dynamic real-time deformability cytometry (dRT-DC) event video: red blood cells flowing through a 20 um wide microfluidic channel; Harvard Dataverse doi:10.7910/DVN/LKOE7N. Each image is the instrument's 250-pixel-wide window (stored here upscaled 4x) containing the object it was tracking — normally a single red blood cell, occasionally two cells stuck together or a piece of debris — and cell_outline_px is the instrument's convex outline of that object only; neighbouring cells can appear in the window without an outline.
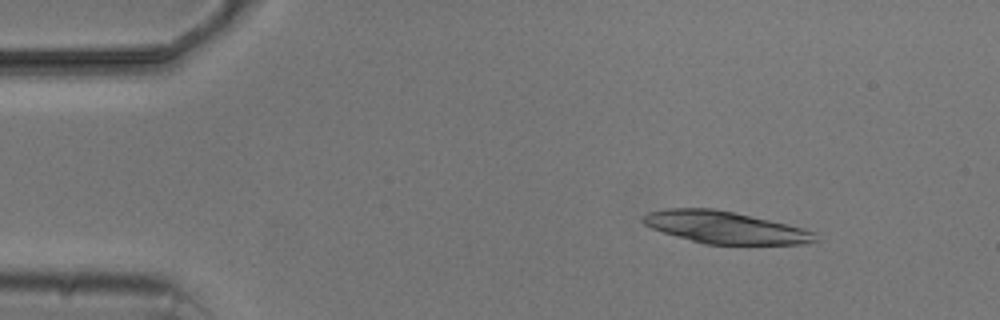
{"species": "common noctule bat (a hibernating species)", "species_latin": "Nyctalus noctula", "temperature_condition": "cold", "stored_images_in_passage": 6, "camera_frame_rate_fps": 3000, "um_per_image_px": 0.085, "animal": {"sex": "male", "body_mass_g": 20.5, "forearm_length_mm": 52.5}, "frame": {"image": 1, "passage_image": 1, "time_ms": 0.0, "image_size_px": [1000, 320], "cell_outline_px": [[820, 240], [804, 244], [704, 244], [676, 236], [652, 228], [644, 224], [640, 220], [648, 212], [668, 208], [716, 208], [736, 212], [788, 224], [804, 228], [816, 232]], "centroid_in_image_um": [61.68, 19.32], "position_along_channel_um": 23.3, "area_um2": 32.43}}
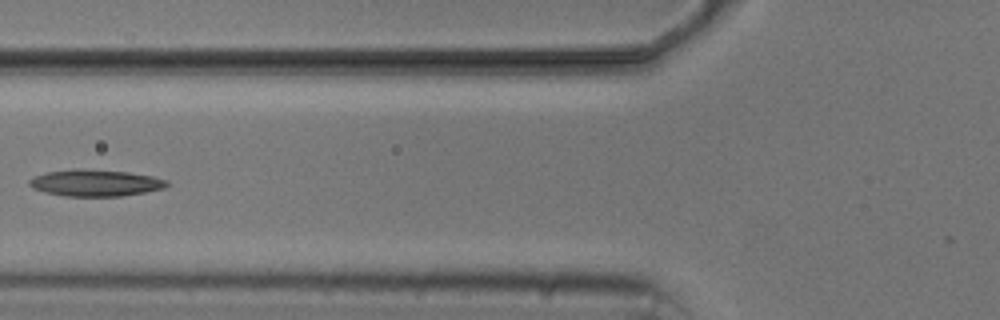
{"frame": {"image": 2, "passage_image": 5, "time_ms": 4.667, "image_size_px": [1000, 320], "cell_outline_px": [[168, 184], [164, 188], [144, 192], [120, 196], [64, 196], [44, 192], [32, 188], [28, 184], [28, 180], [32, 176], [48, 172], [76, 168], [84, 168], [128, 172], [152, 176], [168, 180]], "centroid_in_image_um": [8.06, 15.54], "position_along_channel_um": 117.7, "area_um2": 21.5}}
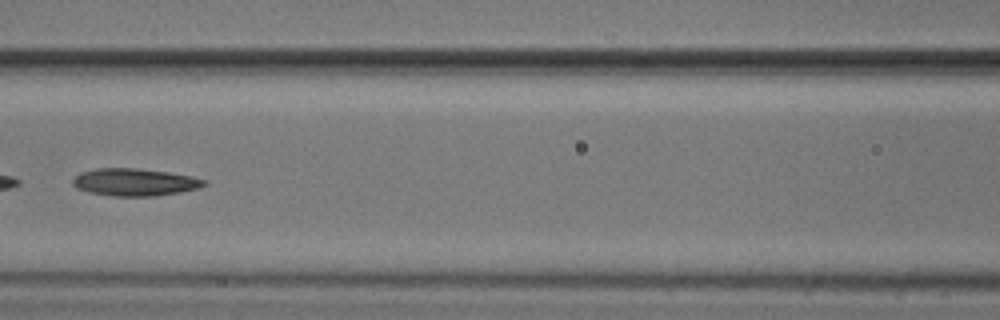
{"frame": {"image": 3, "passage_image": 6, "time_ms": 5.667, "image_size_px": [1000, 320], "cell_outline_px": [[208, 184], [200, 188], [180, 192], [156, 196], [112, 196], [92, 192], [76, 188], [72, 184], [72, 176], [80, 172], [96, 168], [136, 168], [168, 172], [192, 176], [208, 180]], "centroid_in_image_um": [11.47, 15.48], "position_along_channel_um": 155.1, "area_um2": 21.21}}